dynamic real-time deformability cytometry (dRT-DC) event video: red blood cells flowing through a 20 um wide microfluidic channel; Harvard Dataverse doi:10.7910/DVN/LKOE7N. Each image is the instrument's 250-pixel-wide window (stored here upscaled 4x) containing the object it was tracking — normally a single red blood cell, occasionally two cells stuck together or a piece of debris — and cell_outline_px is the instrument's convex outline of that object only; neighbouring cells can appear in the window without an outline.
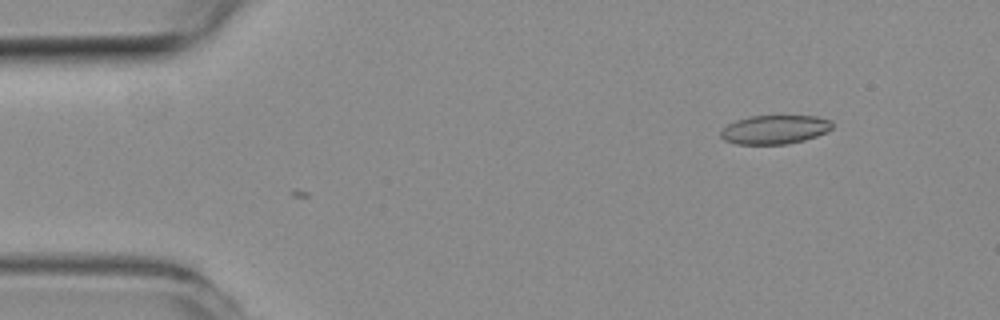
{"species": "common noctule bat (a hibernating species)", "species_latin": "Nyctalus noctula", "temperature_condition": "room temperature", "stored_images_in_passage": 2, "camera_frame_rate_fps": 3000, "um_per_image_px": 0.085, "animal": {"sex": "female", "body_mass_g": 19.3, "forearm_length_mm": 54.1}, "frame": {"image": 1, "passage_image": 2, "time_ms": 0.333, "image_size_px": [1000, 320], "cell_outline_px": [[832, 128], [828, 132], [804, 140], [788, 144], [736, 144], [724, 140], [720, 136], [720, 132], [728, 124], [736, 120], [748, 116], [816, 116], [832, 120]], "centroid_in_image_um": [65.86, 11.01], "position_along_channel_um": 19.1, "area_um2": 18.84}}